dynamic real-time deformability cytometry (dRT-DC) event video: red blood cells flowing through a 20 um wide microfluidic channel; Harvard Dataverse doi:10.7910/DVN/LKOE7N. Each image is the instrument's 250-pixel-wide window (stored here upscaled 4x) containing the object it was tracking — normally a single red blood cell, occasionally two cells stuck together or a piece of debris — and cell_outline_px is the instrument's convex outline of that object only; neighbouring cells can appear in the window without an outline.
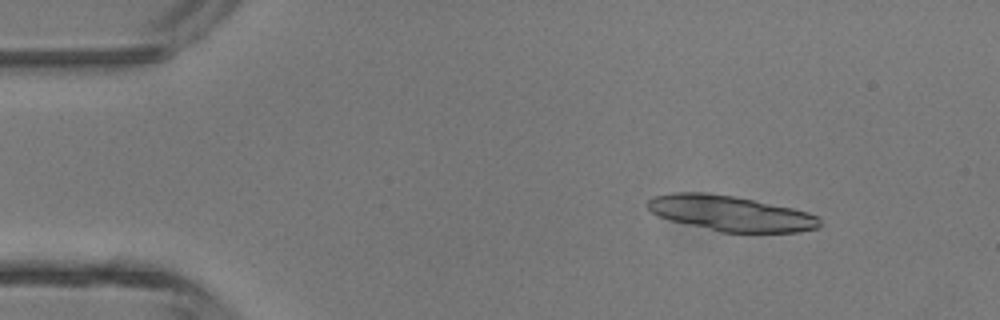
{"species": "common noctule bat (a hibernating species)", "species_latin": "Nyctalus noctula", "temperature_condition": "room temperature", "stored_images_in_passage": 3, "camera_frame_rate_fps": 3000, "um_per_image_px": 0.085, "animal": {"sex": "male", "body_mass_g": 13.3}, "frame": {"image": 1, "passage_image": 1, "time_ms": 0.0, "image_size_px": [1000, 320], "cell_outline_px": [[820, 228], [800, 232], [720, 232], [672, 220], [660, 216], [652, 212], [648, 208], [648, 200], [652, 196], [672, 192], [704, 192], [736, 196], [792, 208], [808, 212], [820, 216]], "centroid_in_image_um": [62.14, 18.12], "position_along_channel_um": 22.9, "area_um2": 35.49}}